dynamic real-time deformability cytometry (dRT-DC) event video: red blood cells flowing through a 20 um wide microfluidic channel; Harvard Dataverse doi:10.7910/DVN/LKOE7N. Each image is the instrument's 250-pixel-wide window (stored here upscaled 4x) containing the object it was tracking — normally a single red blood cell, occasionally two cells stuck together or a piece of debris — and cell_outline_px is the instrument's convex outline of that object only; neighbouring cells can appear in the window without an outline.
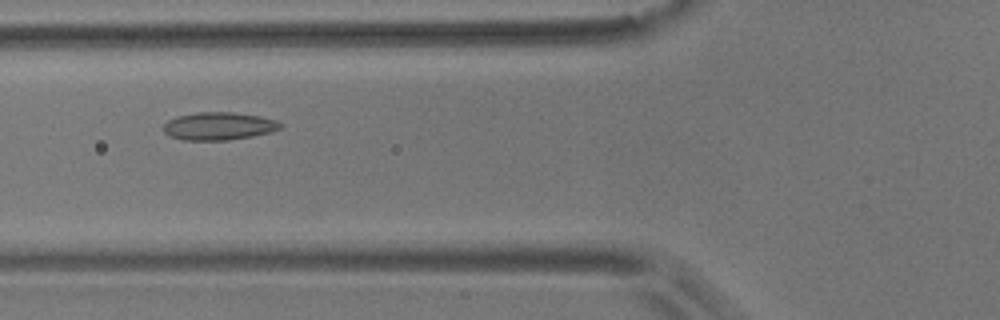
{"species": "common noctule bat (a hibernating species)", "species_latin": "Nyctalus noctula", "temperature_condition": "room temperature", "stored_images_in_passage": 42, "camera_frame_rate_fps": 3000, "um_per_image_px": 0.085, "animal": {"sex": "male", "body_mass_g": 17.9}, "frame": {"image": 1, "passage_image": 7, "time_ms": 2.0, "image_size_px": [1000, 320], "cell_outline_px": [[280, 128], [272, 132], [252, 136], [228, 140], [184, 140], [168, 136], [164, 132], [164, 124], [168, 120], [176, 116], [196, 112], [232, 112], [260, 116], [276, 120], [280, 124]], "centroid_in_image_um": [18.56, 10.72], "position_along_channel_um": 107.2, "area_um2": 18.96}}
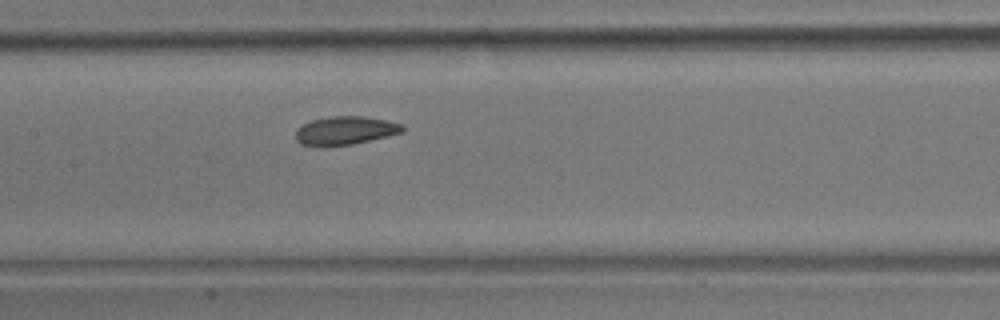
{"frame": {"image": 2, "passage_image": 13, "time_ms": 4.0, "image_size_px": [1000, 320], "cell_outline_px": [[404, 132], [388, 136], [352, 144], [324, 148], [300, 144], [296, 140], [296, 128], [312, 120], [332, 116], [364, 116], [388, 120], [404, 124]], "centroid_in_image_um": [29.34, 11.11], "position_along_channel_um": 178.1, "area_um2": 18.09}}
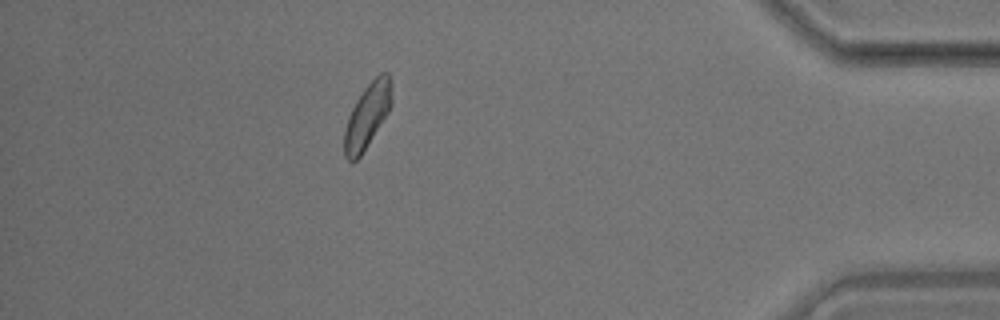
{"frame": {"image": 3, "passage_image": 36, "time_ms": 11.667, "image_size_px": [1000, 320], "cell_outline_px": [[392, 104], [388, 112], [360, 156], [352, 164], [344, 156], [344, 128], [348, 116], [356, 100], [364, 88], [380, 72], [388, 72], [392, 88]], "centroid_in_image_um": [31.21, 9.83], "position_along_channel_um": 404.0, "area_um2": 17.8}, "authors_computed_cell_mechanics": {"area_um2": 17.9469, "velocity_mm_per_s": 3.5284, "shape_relaxation_time_tau1_ms": 4.6147, "shape_relaxation_time_tau2_ms": 2.7708, "deformation_change_tau1": 0.1054, "deformation_change_tau2": 0.0825}}